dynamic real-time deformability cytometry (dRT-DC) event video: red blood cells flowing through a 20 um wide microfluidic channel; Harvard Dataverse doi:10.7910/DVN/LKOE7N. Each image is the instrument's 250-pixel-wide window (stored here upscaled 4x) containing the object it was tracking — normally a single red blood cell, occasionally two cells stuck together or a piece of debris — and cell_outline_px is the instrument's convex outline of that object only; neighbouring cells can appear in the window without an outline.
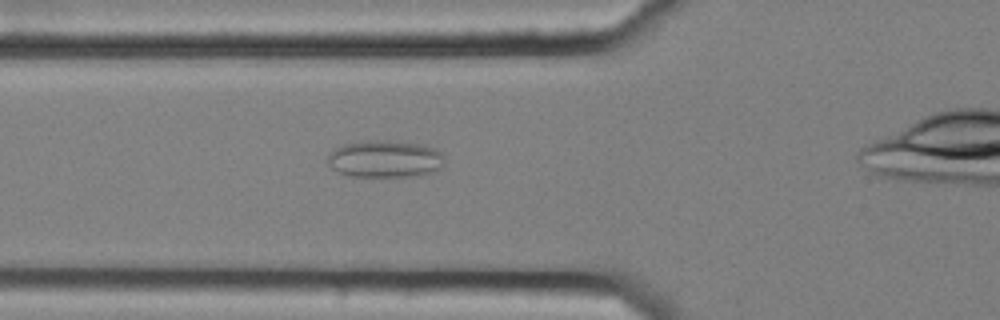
{"species": "common noctule bat (a hibernating species)", "species_latin": "Nyctalus noctula", "temperature_condition": "cold", "stored_images_in_passage": 41, "camera_frame_rate_fps": 3000, "um_per_image_px": 0.085, "animal": {"sex": "female", "body_mass_g": 25.1}, "frame": {"image": 1, "passage_image": 12, "time_ms": 3.667, "image_size_px": [1000, 320], "cell_outline_px": [[444, 164], [436, 172], [420, 176], [352, 176], [340, 172], [332, 168], [328, 164], [328, 152], [332, 148], [344, 144], [368, 140], [388, 140], [424, 144], [436, 148], [444, 156]], "centroid_in_image_um": [32.76, 13.5], "position_along_channel_um": 93.0, "area_um2": 25.78}}
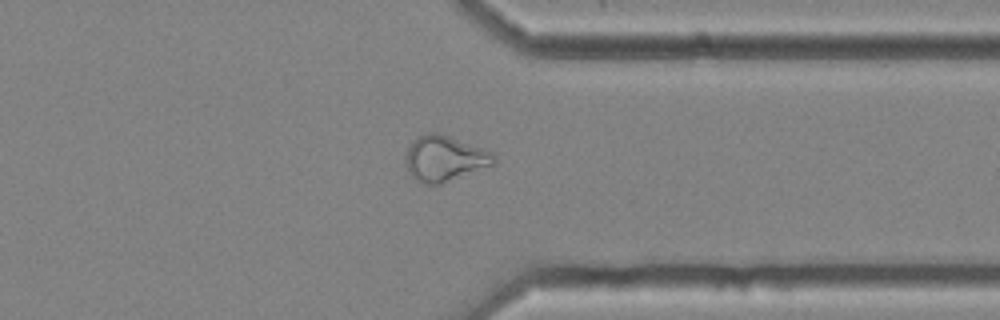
{"frame": {"image": 2, "passage_image": 35, "time_ms": 11.333, "image_size_px": [1000, 320], "cell_outline_px": [[496, 164], [440, 184], [420, 184], [408, 172], [408, 148], [416, 136], [428, 132], [436, 132], [448, 136], [492, 152], [496, 156]], "centroid_in_image_um": [37.81, 13.48], "position_along_channel_um": 373.6, "area_um2": 23.12}, "authors_computed_cell_mechanics": {"area_um2": 22.0796, "velocity_mm_per_s": 3.6623, "shape_relaxation_time_tau1_ms": null, "shape_relaxation_time_tau2_ms": 3.1122, "deformation_change_tau1": null, "deformation_change_tau2": 0.0984}}